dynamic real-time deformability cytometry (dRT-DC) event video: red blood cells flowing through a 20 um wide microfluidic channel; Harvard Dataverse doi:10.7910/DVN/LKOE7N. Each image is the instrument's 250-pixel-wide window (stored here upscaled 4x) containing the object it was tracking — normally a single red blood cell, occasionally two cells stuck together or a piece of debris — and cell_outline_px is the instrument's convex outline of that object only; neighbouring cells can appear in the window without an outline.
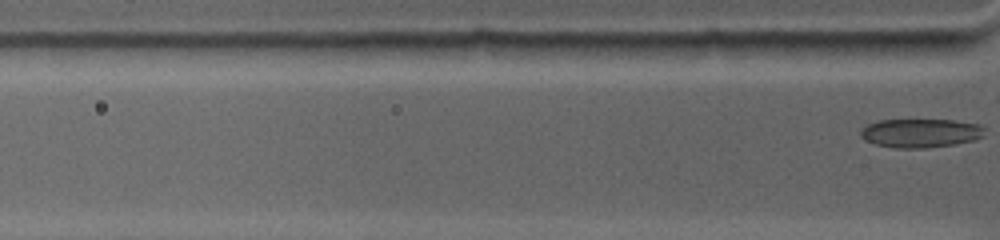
{"species": "common noctule bat (a hibernating species)", "species_latin": "Nyctalus noctula", "temperature_condition": "warm", "stored_images_in_passage": 2, "camera_frame_rate_fps": 4500, "um_per_image_px": 0.085, "animal": {"sex": "female", "body_mass_g": 19.0, "forearm_length_mm": 53.3}, "frame": {"image": 1, "passage_image": 2, "time_ms": 0.222, "image_size_px": [1000, 240], "cell_outline_px": [[984, 136], [972, 140], [956, 144], [924, 148], [896, 148], [876, 144], [860, 136], [860, 132], [868, 124], [876, 120], [956, 120], [980, 124], [984, 128]], "centroid_in_image_um": [78.28, 11.3], "position_along_channel_um": 47.5, "area_um2": 20.75}}